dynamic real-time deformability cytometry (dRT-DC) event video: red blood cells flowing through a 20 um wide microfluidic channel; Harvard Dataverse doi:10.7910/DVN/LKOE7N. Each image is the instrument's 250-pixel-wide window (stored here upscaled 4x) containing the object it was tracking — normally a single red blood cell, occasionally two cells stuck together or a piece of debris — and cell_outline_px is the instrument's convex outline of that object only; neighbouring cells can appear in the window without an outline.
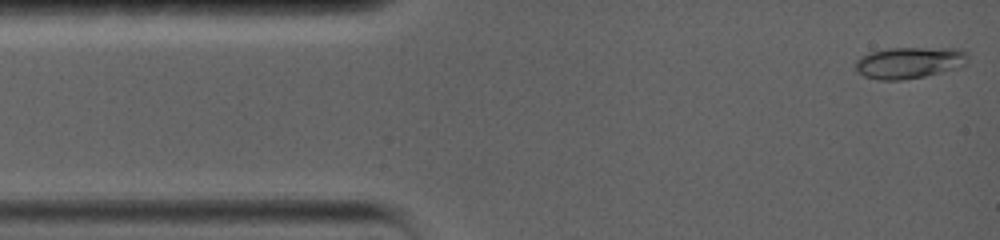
{"species": "common noctule bat (a hibernating species)", "species_latin": "Nyctalus noctula", "temperature_condition": "warm", "stored_images_in_passage": 84, "camera_frame_rate_fps": 5000, "um_per_image_px": 0.085, "animal": {"sex": "female", "body_mass_g": 19.0, "forearm_length_mm": 56.7}, "frame": {"image": 1, "passage_image": 1, "time_ms": 0.0, "image_size_px": [1000, 240], "cell_outline_px": [[968, 60], [964, 68], [924, 76], [900, 80], [880, 80], [864, 76], [856, 68], [856, 60], [860, 56], [868, 52], [888, 48], [960, 48], [968, 52]], "centroid_in_image_um": [77.37, 5.32], "position_along_channel_um": 7.6, "area_um2": 21.04}}
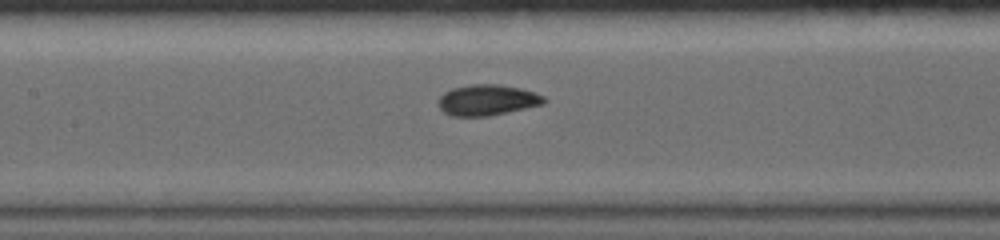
{"frame": {"image": 2, "passage_image": 37, "time_ms": 6.4, "image_size_px": [1000, 240], "cell_outline_px": [[548, 100], [544, 104], [488, 116], [452, 116], [444, 112], [436, 104], [440, 96], [444, 92], [452, 88], [468, 84], [500, 84], [520, 88], [544, 96]], "centroid_in_image_um": [41.39, 8.49], "position_along_channel_um": 166.0, "area_um2": 19.07}}
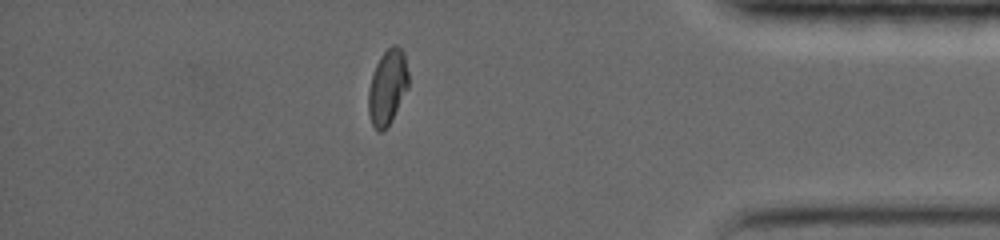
{"frame": {"image": 3, "passage_image": 69, "time_ms": 13.8, "image_size_px": [1000, 240], "cell_outline_px": [[408, 88], [392, 120], [384, 132], [380, 132], [372, 124], [368, 112], [368, 92], [372, 76], [376, 64], [380, 56], [392, 44], [396, 44], [404, 52], [408, 72]], "centroid_in_image_um": [32.94, 7.41], "position_along_channel_um": 402.3, "area_um2": 17.57}}